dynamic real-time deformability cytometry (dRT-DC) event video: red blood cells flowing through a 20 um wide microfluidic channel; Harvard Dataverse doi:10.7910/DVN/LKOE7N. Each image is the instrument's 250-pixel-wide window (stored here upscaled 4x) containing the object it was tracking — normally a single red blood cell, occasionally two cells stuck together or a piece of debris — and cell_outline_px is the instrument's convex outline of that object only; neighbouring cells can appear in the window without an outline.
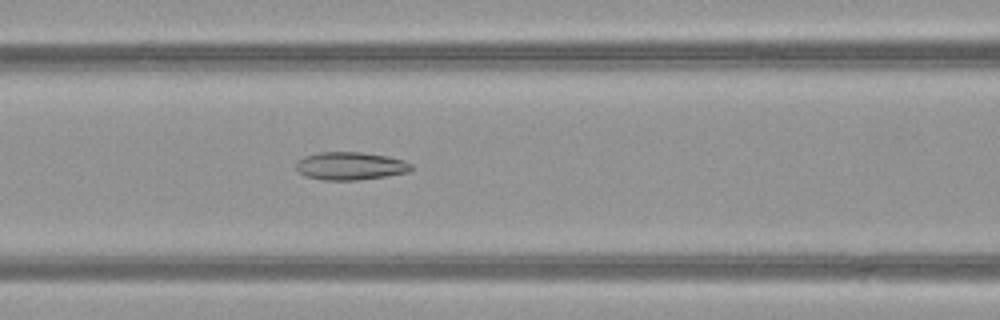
{"species": "common noctule bat (a hibernating species)", "species_latin": "Nyctalus noctula", "temperature_condition": "warm", "stored_images_in_passage": 47, "camera_frame_rate_fps": 3000, "um_per_image_px": 0.085, "animal": {"sex": "female", "body_mass_g": 21.9}, "frame": {"image": 1, "passage_image": 18, "time_ms": 5.667, "image_size_px": [1000, 320], "cell_outline_px": [[412, 168], [408, 172], [360, 180], [324, 180], [304, 176], [296, 168], [296, 160], [304, 156], [320, 152], [360, 152], [388, 156], [404, 160], [412, 164]], "centroid_in_image_um": [29.76, 14.1], "position_along_channel_um": 136.8, "area_um2": 18.79}}
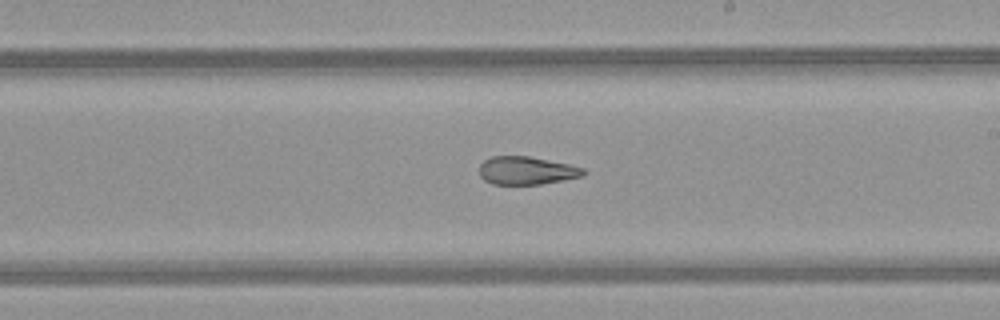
{"frame": {"image": 2, "passage_image": 26, "time_ms": 8.333, "image_size_px": [1000, 320], "cell_outline_px": [[588, 172], [584, 176], [564, 180], [540, 184], [492, 184], [484, 180], [480, 176], [480, 164], [484, 160], [492, 156], [528, 156], [568, 164], [584, 168]], "centroid_in_image_um": [44.77, 14.5], "position_along_channel_um": 244.2, "area_um2": 17.05}}
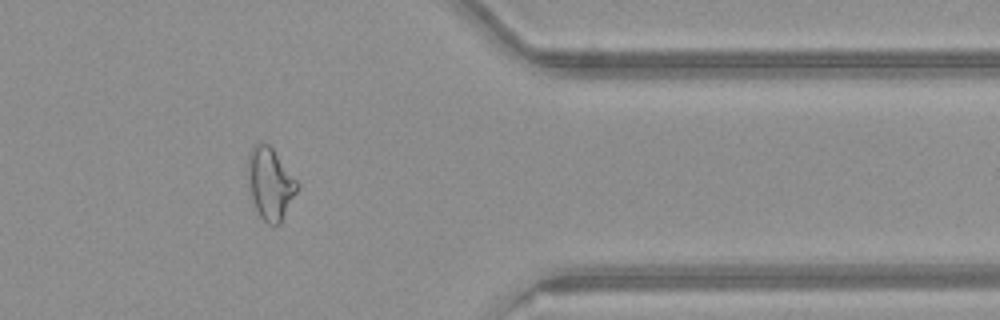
{"frame": {"image": 3, "passage_image": 38, "time_ms": 12.333, "image_size_px": [1000, 320], "cell_outline_px": [[300, 188], [280, 224], [268, 224], [260, 216], [252, 200], [248, 180], [248, 152], [260, 140], [268, 144], [272, 148], [300, 184]], "centroid_in_image_um": [22.99, 15.6], "position_along_channel_um": 388.4, "area_um2": 20.75}, "authors_computed_cell_mechanics": {"area_um2": 20.808, "velocity_mm_per_s": 4.0355, "shape_relaxation_time_tau1_ms": null, "shape_relaxation_time_tau2_ms": 2.786, "deformation_change_tau1": null, "deformation_change_tau2": 0.09}}